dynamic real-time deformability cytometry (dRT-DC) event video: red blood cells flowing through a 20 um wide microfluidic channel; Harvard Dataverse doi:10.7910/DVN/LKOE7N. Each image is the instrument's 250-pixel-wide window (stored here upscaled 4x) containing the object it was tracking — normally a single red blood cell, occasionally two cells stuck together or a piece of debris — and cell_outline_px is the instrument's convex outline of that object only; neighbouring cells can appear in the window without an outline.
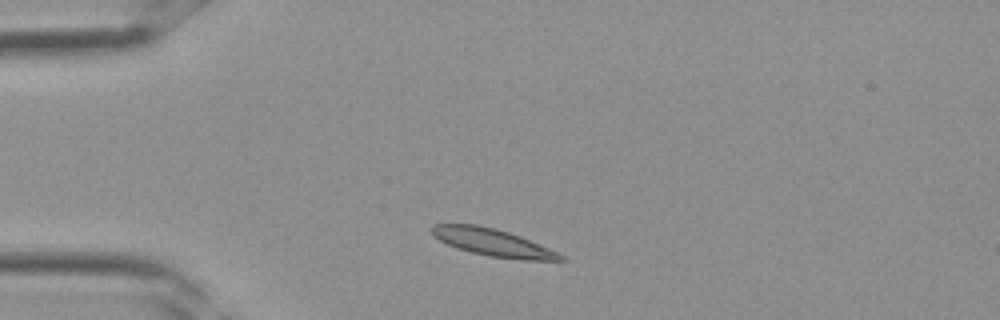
{"species": "Egyptian fruit bat (a non-hibernating species)", "species_latin": "Rousettus aegyptiacus", "temperature_condition": "room temperature", "stored_images_in_passage": 2, "camera_frame_rate_fps": 3000, "um_per_image_px": 0.085, "frame": {"image": 1, "passage_image": 1, "time_ms": 0.0, "image_size_px": [1000, 320], "cell_outline_px": [[568, 260], [520, 260], [488, 256], [456, 248], [440, 240], [432, 232], [432, 224], [476, 224], [496, 228], [520, 236], [548, 248], [564, 256]], "centroid_in_image_um": [41.9, 20.61], "position_along_channel_um": 43.1, "area_um2": 20.29}}
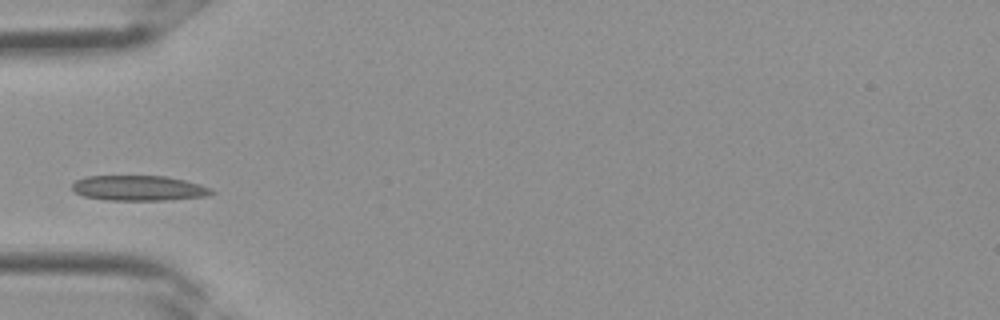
{"frame": {"image": 2, "passage_image": 2, "time_ms": 0.333, "image_size_px": [1000, 320], "cell_outline_px": [[216, 192], [208, 196], [164, 200], [108, 200], [84, 196], [76, 192], [72, 188], [72, 184], [76, 180], [84, 176], [168, 176], [200, 184]], "centroid_in_image_um": [11.8, 15.98], "position_along_channel_um": 73.2, "area_um2": 20.4}}